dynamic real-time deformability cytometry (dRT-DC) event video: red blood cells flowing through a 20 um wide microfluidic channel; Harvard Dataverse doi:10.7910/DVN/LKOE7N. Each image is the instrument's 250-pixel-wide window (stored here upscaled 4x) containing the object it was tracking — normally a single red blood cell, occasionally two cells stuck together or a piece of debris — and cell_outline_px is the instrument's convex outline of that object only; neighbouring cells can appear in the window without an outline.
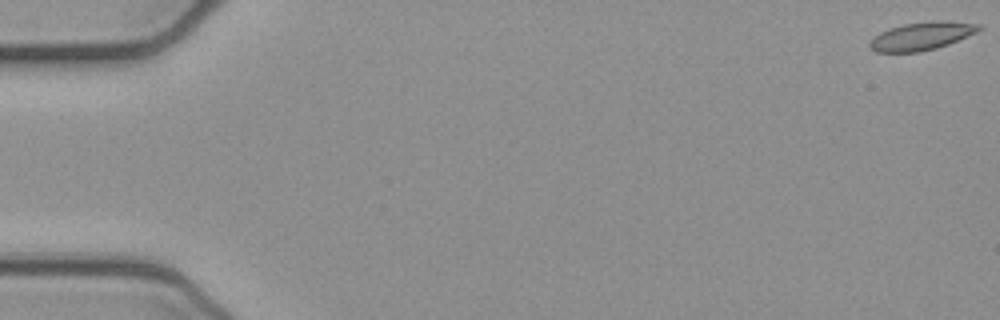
{"species": "common noctule bat (a hibernating species)", "species_latin": "Nyctalus noctula", "temperature_condition": "cold", "stored_images_in_passage": 54, "camera_frame_rate_fps": 3000, "um_per_image_px": 0.085, "animal": {"sex": "female", "body_mass_g": 21.9}, "frame": {"image": 1, "passage_image": 1, "time_ms": 0.0, "image_size_px": [1000, 320], "cell_outline_px": [[984, 28], [976, 32], [948, 44], [936, 48], [920, 52], [876, 52], [868, 44], [880, 32], [904, 24], [984, 24]], "centroid_in_image_um": [78.28, 3.14], "position_along_channel_um": 6.7, "area_um2": 16.47}}
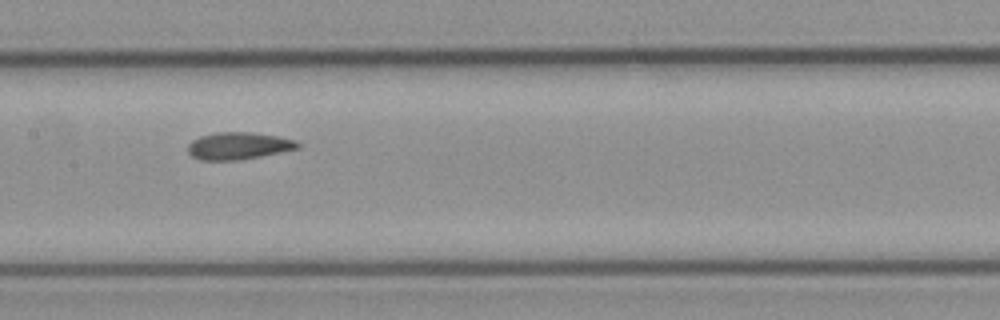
{"frame": {"image": 2, "passage_image": 27, "time_ms": 8.667, "image_size_px": [1000, 320], "cell_outline_px": [[300, 148], [240, 160], [200, 160], [192, 156], [188, 152], [188, 144], [192, 140], [200, 136], [216, 132], [248, 132], [276, 136], [296, 140], [300, 144]], "centroid_in_image_um": [20.25, 12.4], "position_along_channel_um": 187.1, "area_um2": 17.34}}
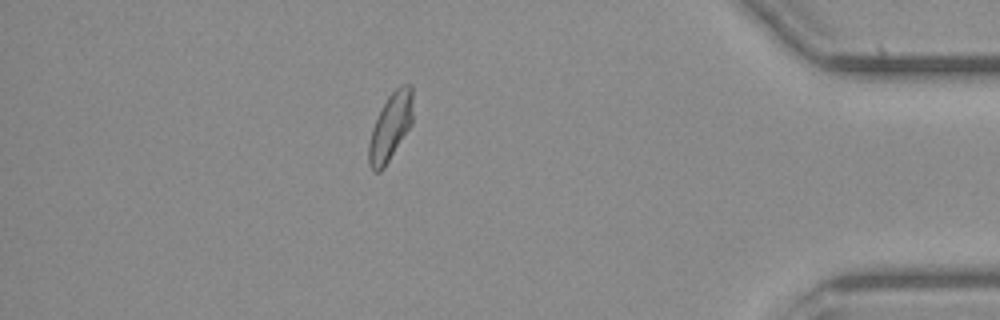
{"frame": {"image": 3, "passage_image": 47, "time_ms": 15.333, "image_size_px": [1000, 320], "cell_outline_px": [[412, 124], [384, 168], [380, 172], [372, 172], [368, 164], [368, 144], [372, 128], [380, 108], [388, 96], [400, 84], [412, 84]], "centroid_in_image_um": [33.17, 10.79], "position_along_channel_um": 402.0, "area_um2": 17.51}, "authors_computed_cell_mechanics": {"area_um2": 17.4845, "velocity_mm_per_s": 3.8804, "shape_relaxation_time_tau1_ms": null, "shape_relaxation_time_tau2_ms": 2.4629, "deformation_change_tau1": null, "deformation_change_tau2": 0.0576}}